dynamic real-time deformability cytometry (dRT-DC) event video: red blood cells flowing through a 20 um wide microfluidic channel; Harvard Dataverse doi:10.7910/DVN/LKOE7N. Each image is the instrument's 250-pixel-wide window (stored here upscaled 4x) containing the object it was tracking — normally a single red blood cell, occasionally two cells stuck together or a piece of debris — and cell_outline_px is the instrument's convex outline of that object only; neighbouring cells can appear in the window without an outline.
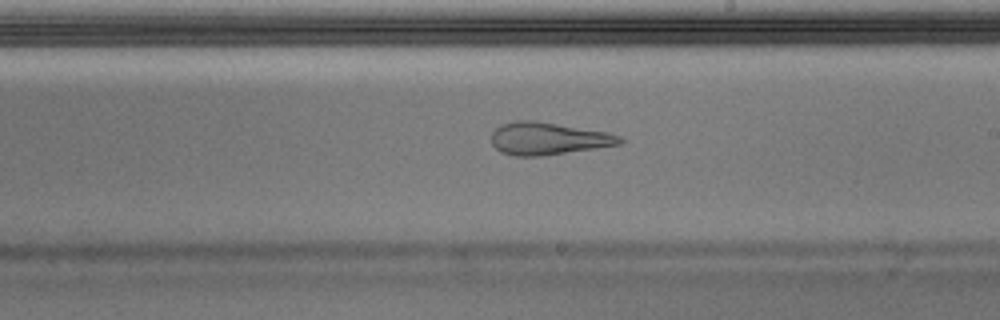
{"species": "Egyptian fruit bat (a non-hibernating species)", "species_latin": "Rousettus aegyptiacus", "temperature_condition": "warm", "stored_images_in_passage": 48, "camera_frame_rate_fps": 3000, "um_per_image_px": 0.085, "animal": {"sex": "male"}, "frame": {"image": 1, "passage_image": 28, "time_ms": 9.0, "image_size_px": [1000, 320], "cell_outline_px": [[624, 140], [620, 144], [596, 148], [544, 156], [516, 156], [500, 152], [492, 144], [492, 132], [500, 124], [516, 120], [532, 120], [608, 132], [620, 136]], "centroid_in_image_um": [46.57, 11.78], "position_along_channel_um": 242.4, "area_um2": 24.28}}